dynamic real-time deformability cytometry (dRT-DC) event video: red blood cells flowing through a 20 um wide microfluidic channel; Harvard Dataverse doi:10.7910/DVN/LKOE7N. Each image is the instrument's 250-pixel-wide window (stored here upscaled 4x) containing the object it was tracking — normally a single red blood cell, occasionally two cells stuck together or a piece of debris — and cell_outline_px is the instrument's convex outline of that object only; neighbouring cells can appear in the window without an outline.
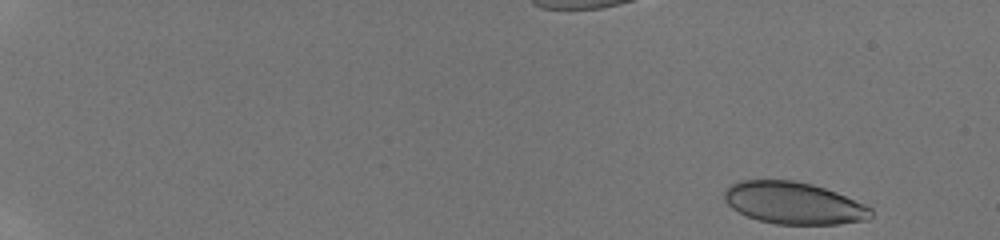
{"species": "human", "species_latin": "Homo sapiens", "temperature_condition": "room temperature", "stored_images_in_passage": 23, "camera_frame_rate_fps": 3000, "um_per_image_px": 0.085, "donor": {"sex": "male"}, "frame": {"image": 1, "passage_image": 1, "time_ms": 0.0, "image_size_px": [1000, 240], "cell_outline_px": [[872, 216], [868, 220], [840, 224], [776, 224], [760, 220], [748, 216], [732, 208], [724, 200], [724, 188], [740, 180], [792, 180], [812, 184], [836, 192], [864, 204], [872, 208]], "centroid_in_image_um": [67.47, 17.26], "position_along_channel_um": 17.5, "area_um2": 35.89}}
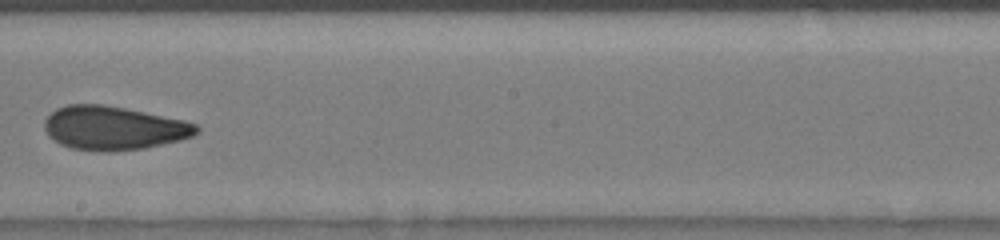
{"frame": {"image": 2, "passage_image": 14, "time_ms": 10.0, "image_size_px": [1000, 240], "cell_outline_px": [[200, 132], [192, 136], [180, 140], [144, 148], [108, 152], [104, 152], [72, 148], [60, 144], [48, 136], [44, 128], [44, 120], [56, 108], [68, 104], [100, 104], [124, 108], [184, 120], [196, 124], [200, 128]], "centroid_in_image_um": [9.65, 10.89], "position_along_channel_um": 238.6, "area_um2": 38.73}}
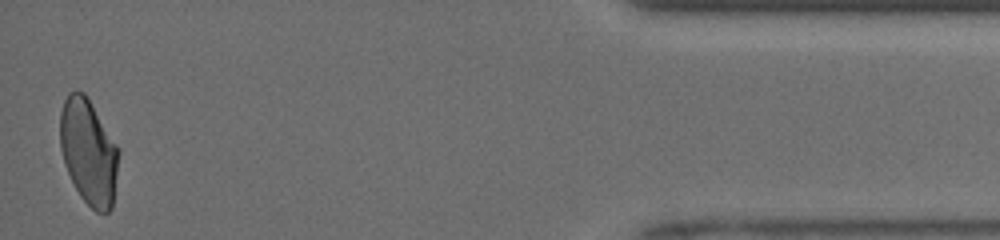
{"frame": {"image": 3, "passage_image": 23, "time_ms": 16.0, "image_size_px": [1000, 240], "cell_outline_px": [[120, 152], [112, 208], [108, 212], [96, 212], [80, 196], [64, 164], [60, 148], [60, 112], [64, 100], [68, 92], [84, 92], [120, 148]], "centroid_in_image_um": [7.54, 12.9], "position_along_channel_um": 427.7, "area_um2": 36.07}, "authors_computed_cell_mechanics": {"area_um2": 37.57, "velocity_mm_per_s": 4.1371, "shape_relaxation_time_tau1_ms": null, "shape_relaxation_time_tau2_ms": 1.4247, "deformation_change_tau1": null, "deformation_change_tau2": 0.071}}